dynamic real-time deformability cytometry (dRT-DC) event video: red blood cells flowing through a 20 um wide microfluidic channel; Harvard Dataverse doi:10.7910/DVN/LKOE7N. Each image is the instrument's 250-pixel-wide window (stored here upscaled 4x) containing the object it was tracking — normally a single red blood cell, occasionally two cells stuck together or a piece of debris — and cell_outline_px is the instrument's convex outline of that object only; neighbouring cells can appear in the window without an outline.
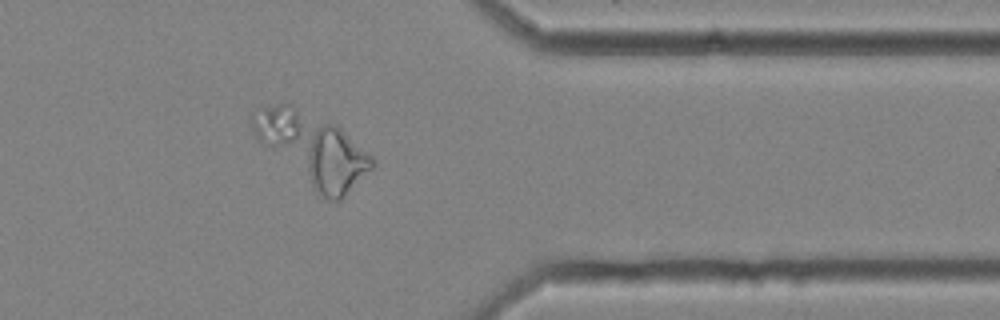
{"species": "common noctule bat (a hibernating species)", "species_latin": "Nyctalus noctula", "temperature_condition": "cold", "stored_images_in_passage": 56, "segment_of_instrument_passage": [3, 3], "camera_frame_rate_fps": 3000, "um_per_image_px": 0.085, "animal": {"sex": "female", "body_mass_g": 25.1}, "frame": {"image": 1, "passage_image": 46, "time_ms": 15.0, "image_size_px": [1000, 320], "cell_outline_px": [[376, 164], [340, 200], [332, 200], [324, 196], [260, 140], [252, 132], [248, 124], [248, 116], [252, 112], [276, 104], [292, 104], [336, 124], [372, 156], [376, 160]], "centroid_in_image_um": [26.58, 12.58], "position_along_channel_um": 384.8, "area_um2": 48.32}}